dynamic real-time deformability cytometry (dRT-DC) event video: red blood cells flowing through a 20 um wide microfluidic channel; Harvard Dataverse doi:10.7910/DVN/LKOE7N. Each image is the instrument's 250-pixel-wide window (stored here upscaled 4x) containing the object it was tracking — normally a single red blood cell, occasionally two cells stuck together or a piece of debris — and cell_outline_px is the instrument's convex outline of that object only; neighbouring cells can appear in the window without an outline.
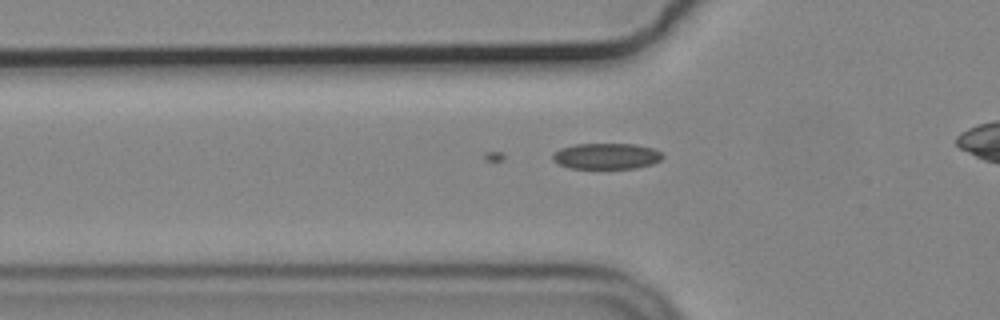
{"species": "common noctule bat (a hibernating species)", "species_latin": "Nyctalus noctula", "temperature_condition": "cold", "stored_images_in_passage": 41, "camera_frame_rate_fps": 3000, "um_per_image_px": 0.085, "animal": {"sex": "male", "body_mass_g": 19.2, "forearm_length_mm": 51.8}, "frame": {"image": 1, "passage_image": 14, "time_ms": 4.333, "image_size_px": [1000, 320], "cell_outline_px": [[664, 156], [660, 160], [652, 164], [636, 168], [572, 168], [560, 164], [552, 160], [552, 152], [560, 148], [576, 144], [636, 144], [652, 148], [660, 152]], "centroid_in_image_um": [51.53, 13.26], "position_along_channel_um": 74.3, "area_um2": 16.59}}
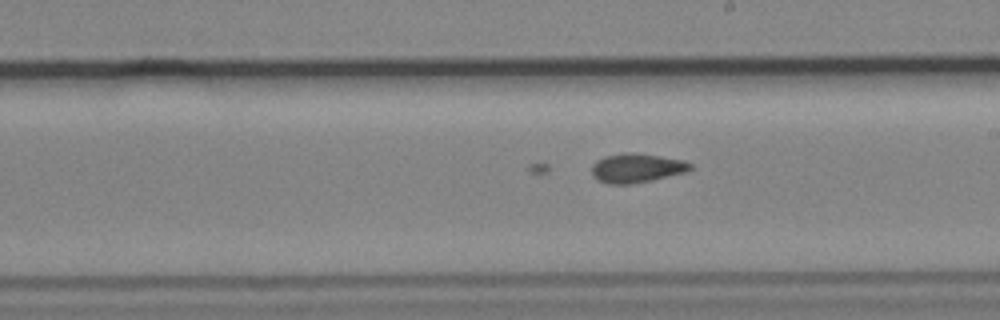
{"frame": {"image": 2, "passage_image": 27, "time_ms": 8.667, "image_size_px": [1000, 320], "cell_outline_px": [[692, 168], [688, 172], [652, 180], [632, 184], [608, 184], [596, 180], [592, 176], [592, 164], [596, 160], [604, 156], [624, 152], [636, 152], [684, 160], [692, 164]], "centroid_in_image_um": [54.1, 14.28], "position_along_channel_um": 234.9, "area_um2": 17.11}}
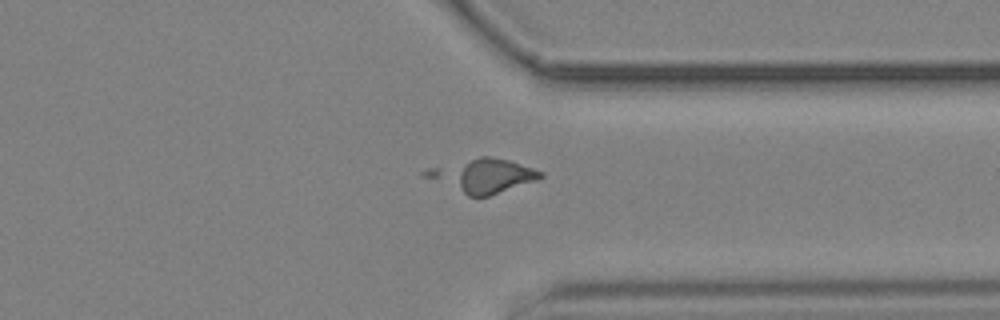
{"frame": {"image": 3, "passage_image": 38, "time_ms": 12.333, "image_size_px": [1000, 320], "cell_outline_px": [[544, 176], [536, 180], [488, 196], [468, 196], [420, 176], [420, 172], [428, 168], [480, 156], [488, 156], [508, 160], [544, 172]], "centroid_in_image_um": [40.95, 14.93], "position_along_channel_um": 370.5, "area_um2": 22.6}}